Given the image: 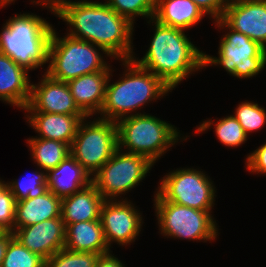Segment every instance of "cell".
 <instances>
[{
    "instance_id": "cell-1",
    "label": "cell",
    "mask_w": 266,
    "mask_h": 267,
    "mask_svg": "<svg viewBox=\"0 0 266 267\" xmlns=\"http://www.w3.org/2000/svg\"><path fill=\"white\" fill-rule=\"evenodd\" d=\"M59 18L73 27L70 37L95 44L107 56L122 61L135 57L131 43L134 25L106 2L76 1Z\"/></svg>"
},
{
    "instance_id": "cell-2",
    "label": "cell",
    "mask_w": 266,
    "mask_h": 267,
    "mask_svg": "<svg viewBox=\"0 0 266 267\" xmlns=\"http://www.w3.org/2000/svg\"><path fill=\"white\" fill-rule=\"evenodd\" d=\"M147 53L132 60L158 76L169 88H175L188 75L204 67V53L189 41L184 30L159 23ZM154 20V21H153Z\"/></svg>"
},
{
    "instance_id": "cell-3",
    "label": "cell",
    "mask_w": 266,
    "mask_h": 267,
    "mask_svg": "<svg viewBox=\"0 0 266 267\" xmlns=\"http://www.w3.org/2000/svg\"><path fill=\"white\" fill-rule=\"evenodd\" d=\"M126 71L124 78L105 88V99L100 110V119L117 122L160 96L168 93L169 88L158 76L137 65L132 59L123 61ZM127 114V115H126Z\"/></svg>"
},
{
    "instance_id": "cell-4",
    "label": "cell",
    "mask_w": 266,
    "mask_h": 267,
    "mask_svg": "<svg viewBox=\"0 0 266 267\" xmlns=\"http://www.w3.org/2000/svg\"><path fill=\"white\" fill-rule=\"evenodd\" d=\"M53 27L33 14L9 19L0 33V53L9 56L28 71L46 64Z\"/></svg>"
},
{
    "instance_id": "cell-5",
    "label": "cell",
    "mask_w": 266,
    "mask_h": 267,
    "mask_svg": "<svg viewBox=\"0 0 266 267\" xmlns=\"http://www.w3.org/2000/svg\"><path fill=\"white\" fill-rule=\"evenodd\" d=\"M116 125L118 149L124 147L127 153L143 155L152 163L179 140L177 128L147 114H131Z\"/></svg>"
},
{
    "instance_id": "cell-6",
    "label": "cell",
    "mask_w": 266,
    "mask_h": 267,
    "mask_svg": "<svg viewBox=\"0 0 266 267\" xmlns=\"http://www.w3.org/2000/svg\"><path fill=\"white\" fill-rule=\"evenodd\" d=\"M96 45L69 35L59 38L55 29L49 45V67L46 74L60 82H68L81 75L112 71L97 51Z\"/></svg>"
},
{
    "instance_id": "cell-7",
    "label": "cell",
    "mask_w": 266,
    "mask_h": 267,
    "mask_svg": "<svg viewBox=\"0 0 266 267\" xmlns=\"http://www.w3.org/2000/svg\"><path fill=\"white\" fill-rule=\"evenodd\" d=\"M220 28H228L219 46V57L204 53L203 64L221 65L230 75L250 78L257 75L266 65V49L243 33L230 28L221 18L215 20Z\"/></svg>"
},
{
    "instance_id": "cell-8",
    "label": "cell",
    "mask_w": 266,
    "mask_h": 267,
    "mask_svg": "<svg viewBox=\"0 0 266 267\" xmlns=\"http://www.w3.org/2000/svg\"><path fill=\"white\" fill-rule=\"evenodd\" d=\"M98 118L86 124L83 119L70 146L71 155L90 176H93L118 149L116 122Z\"/></svg>"
},
{
    "instance_id": "cell-9",
    "label": "cell",
    "mask_w": 266,
    "mask_h": 267,
    "mask_svg": "<svg viewBox=\"0 0 266 267\" xmlns=\"http://www.w3.org/2000/svg\"><path fill=\"white\" fill-rule=\"evenodd\" d=\"M121 151L117 149L92 177V184L104 200H115V197L132 190L154 165L143 155Z\"/></svg>"
},
{
    "instance_id": "cell-10",
    "label": "cell",
    "mask_w": 266,
    "mask_h": 267,
    "mask_svg": "<svg viewBox=\"0 0 266 267\" xmlns=\"http://www.w3.org/2000/svg\"><path fill=\"white\" fill-rule=\"evenodd\" d=\"M154 201H170L201 211H211L215 188L212 181L193 168L169 172L160 182Z\"/></svg>"
},
{
    "instance_id": "cell-11",
    "label": "cell",
    "mask_w": 266,
    "mask_h": 267,
    "mask_svg": "<svg viewBox=\"0 0 266 267\" xmlns=\"http://www.w3.org/2000/svg\"><path fill=\"white\" fill-rule=\"evenodd\" d=\"M159 229L165 236L212 241L218 228L211 211H201L170 201H155Z\"/></svg>"
},
{
    "instance_id": "cell-12",
    "label": "cell",
    "mask_w": 266,
    "mask_h": 267,
    "mask_svg": "<svg viewBox=\"0 0 266 267\" xmlns=\"http://www.w3.org/2000/svg\"><path fill=\"white\" fill-rule=\"evenodd\" d=\"M131 202L125 200H105L100 222L108 247L112 241L119 245H127L135 241L142 226V216Z\"/></svg>"
},
{
    "instance_id": "cell-13",
    "label": "cell",
    "mask_w": 266,
    "mask_h": 267,
    "mask_svg": "<svg viewBox=\"0 0 266 267\" xmlns=\"http://www.w3.org/2000/svg\"><path fill=\"white\" fill-rule=\"evenodd\" d=\"M221 19L266 49V0H229Z\"/></svg>"
},
{
    "instance_id": "cell-14",
    "label": "cell",
    "mask_w": 266,
    "mask_h": 267,
    "mask_svg": "<svg viewBox=\"0 0 266 267\" xmlns=\"http://www.w3.org/2000/svg\"><path fill=\"white\" fill-rule=\"evenodd\" d=\"M26 112L85 115L76 105L67 82H60L44 73L39 85L31 84Z\"/></svg>"
},
{
    "instance_id": "cell-15",
    "label": "cell",
    "mask_w": 266,
    "mask_h": 267,
    "mask_svg": "<svg viewBox=\"0 0 266 267\" xmlns=\"http://www.w3.org/2000/svg\"><path fill=\"white\" fill-rule=\"evenodd\" d=\"M65 231V223L59 217L17 228L14 237L28 250L47 260L64 248Z\"/></svg>"
},
{
    "instance_id": "cell-16",
    "label": "cell",
    "mask_w": 266,
    "mask_h": 267,
    "mask_svg": "<svg viewBox=\"0 0 266 267\" xmlns=\"http://www.w3.org/2000/svg\"><path fill=\"white\" fill-rule=\"evenodd\" d=\"M28 76L27 69L0 53V100L24 109L31 94Z\"/></svg>"
},
{
    "instance_id": "cell-17",
    "label": "cell",
    "mask_w": 266,
    "mask_h": 267,
    "mask_svg": "<svg viewBox=\"0 0 266 267\" xmlns=\"http://www.w3.org/2000/svg\"><path fill=\"white\" fill-rule=\"evenodd\" d=\"M110 73L109 71L89 73L67 82L76 105L87 117L96 111L99 113L102 109Z\"/></svg>"
},
{
    "instance_id": "cell-18",
    "label": "cell",
    "mask_w": 266,
    "mask_h": 267,
    "mask_svg": "<svg viewBox=\"0 0 266 267\" xmlns=\"http://www.w3.org/2000/svg\"><path fill=\"white\" fill-rule=\"evenodd\" d=\"M26 117L31 126L39 133V137L57 140L71 146L80 122L86 115H66L45 112H28Z\"/></svg>"
},
{
    "instance_id": "cell-19",
    "label": "cell",
    "mask_w": 266,
    "mask_h": 267,
    "mask_svg": "<svg viewBox=\"0 0 266 267\" xmlns=\"http://www.w3.org/2000/svg\"><path fill=\"white\" fill-rule=\"evenodd\" d=\"M91 183L90 174L72 155L47 172L48 190L61 199L79 192Z\"/></svg>"
},
{
    "instance_id": "cell-20",
    "label": "cell",
    "mask_w": 266,
    "mask_h": 267,
    "mask_svg": "<svg viewBox=\"0 0 266 267\" xmlns=\"http://www.w3.org/2000/svg\"><path fill=\"white\" fill-rule=\"evenodd\" d=\"M104 201L97 188L91 183L79 192L62 198L61 219L65 226L81 221L100 220Z\"/></svg>"
},
{
    "instance_id": "cell-21",
    "label": "cell",
    "mask_w": 266,
    "mask_h": 267,
    "mask_svg": "<svg viewBox=\"0 0 266 267\" xmlns=\"http://www.w3.org/2000/svg\"><path fill=\"white\" fill-rule=\"evenodd\" d=\"M62 199L47 190L34 198L16 202L14 230L61 217Z\"/></svg>"
},
{
    "instance_id": "cell-22",
    "label": "cell",
    "mask_w": 266,
    "mask_h": 267,
    "mask_svg": "<svg viewBox=\"0 0 266 267\" xmlns=\"http://www.w3.org/2000/svg\"><path fill=\"white\" fill-rule=\"evenodd\" d=\"M70 251L109 253L100 220L81 221L66 225L65 246Z\"/></svg>"
},
{
    "instance_id": "cell-23",
    "label": "cell",
    "mask_w": 266,
    "mask_h": 267,
    "mask_svg": "<svg viewBox=\"0 0 266 267\" xmlns=\"http://www.w3.org/2000/svg\"><path fill=\"white\" fill-rule=\"evenodd\" d=\"M205 13L192 0H155L154 19L178 29H188L202 20Z\"/></svg>"
},
{
    "instance_id": "cell-24",
    "label": "cell",
    "mask_w": 266,
    "mask_h": 267,
    "mask_svg": "<svg viewBox=\"0 0 266 267\" xmlns=\"http://www.w3.org/2000/svg\"><path fill=\"white\" fill-rule=\"evenodd\" d=\"M27 142L35 163L46 173L71 155L70 145L57 140L34 137L28 139Z\"/></svg>"
},
{
    "instance_id": "cell-25",
    "label": "cell",
    "mask_w": 266,
    "mask_h": 267,
    "mask_svg": "<svg viewBox=\"0 0 266 267\" xmlns=\"http://www.w3.org/2000/svg\"><path fill=\"white\" fill-rule=\"evenodd\" d=\"M1 267H45V259L28 250L13 236Z\"/></svg>"
},
{
    "instance_id": "cell-26",
    "label": "cell",
    "mask_w": 266,
    "mask_h": 267,
    "mask_svg": "<svg viewBox=\"0 0 266 267\" xmlns=\"http://www.w3.org/2000/svg\"><path fill=\"white\" fill-rule=\"evenodd\" d=\"M11 193L14 195L16 202L26 199L41 196L48 190L47 173L36 172L30 177L15 180L7 183Z\"/></svg>"
},
{
    "instance_id": "cell-27",
    "label": "cell",
    "mask_w": 266,
    "mask_h": 267,
    "mask_svg": "<svg viewBox=\"0 0 266 267\" xmlns=\"http://www.w3.org/2000/svg\"><path fill=\"white\" fill-rule=\"evenodd\" d=\"M101 254L70 251L66 248L45 260V267H95Z\"/></svg>"
},
{
    "instance_id": "cell-28",
    "label": "cell",
    "mask_w": 266,
    "mask_h": 267,
    "mask_svg": "<svg viewBox=\"0 0 266 267\" xmlns=\"http://www.w3.org/2000/svg\"><path fill=\"white\" fill-rule=\"evenodd\" d=\"M108 6L134 25V17L154 18L155 0H107Z\"/></svg>"
},
{
    "instance_id": "cell-29",
    "label": "cell",
    "mask_w": 266,
    "mask_h": 267,
    "mask_svg": "<svg viewBox=\"0 0 266 267\" xmlns=\"http://www.w3.org/2000/svg\"><path fill=\"white\" fill-rule=\"evenodd\" d=\"M234 114L233 116L238 120L247 135L249 132L257 131L266 123L265 109L256 103L242 102L238 105Z\"/></svg>"
},
{
    "instance_id": "cell-30",
    "label": "cell",
    "mask_w": 266,
    "mask_h": 267,
    "mask_svg": "<svg viewBox=\"0 0 266 267\" xmlns=\"http://www.w3.org/2000/svg\"><path fill=\"white\" fill-rule=\"evenodd\" d=\"M216 136L226 146L237 147L246 142L247 134L232 115L220 119L215 125Z\"/></svg>"
},
{
    "instance_id": "cell-31",
    "label": "cell",
    "mask_w": 266,
    "mask_h": 267,
    "mask_svg": "<svg viewBox=\"0 0 266 267\" xmlns=\"http://www.w3.org/2000/svg\"><path fill=\"white\" fill-rule=\"evenodd\" d=\"M16 200L7 186L0 193V232H14Z\"/></svg>"
},
{
    "instance_id": "cell-32",
    "label": "cell",
    "mask_w": 266,
    "mask_h": 267,
    "mask_svg": "<svg viewBox=\"0 0 266 267\" xmlns=\"http://www.w3.org/2000/svg\"><path fill=\"white\" fill-rule=\"evenodd\" d=\"M201 10L211 15L214 20L220 19L223 16L224 10L229 3V0H192Z\"/></svg>"
},
{
    "instance_id": "cell-33",
    "label": "cell",
    "mask_w": 266,
    "mask_h": 267,
    "mask_svg": "<svg viewBox=\"0 0 266 267\" xmlns=\"http://www.w3.org/2000/svg\"><path fill=\"white\" fill-rule=\"evenodd\" d=\"M246 160L249 171L266 174V143L249 154Z\"/></svg>"
},
{
    "instance_id": "cell-34",
    "label": "cell",
    "mask_w": 266,
    "mask_h": 267,
    "mask_svg": "<svg viewBox=\"0 0 266 267\" xmlns=\"http://www.w3.org/2000/svg\"><path fill=\"white\" fill-rule=\"evenodd\" d=\"M42 6L49 7L57 17H59L71 4L70 0H43Z\"/></svg>"
},
{
    "instance_id": "cell-35",
    "label": "cell",
    "mask_w": 266,
    "mask_h": 267,
    "mask_svg": "<svg viewBox=\"0 0 266 267\" xmlns=\"http://www.w3.org/2000/svg\"><path fill=\"white\" fill-rule=\"evenodd\" d=\"M95 267H124V264L109 252L100 255Z\"/></svg>"
},
{
    "instance_id": "cell-36",
    "label": "cell",
    "mask_w": 266,
    "mask_h": 267,
    "mask_svg": "<svg viewBox=\"0 0 266 267\" xmlns=\"http://www.w3.org/2000/svg\"><path fill=\"white\" fill-rule=\"evenodd\" d=\"M13 236L14 232H0V267L2 265L8 244Z\"/></svg>"
},
{
    "instance_id": "cell-37",
    "label": "cell",
    "mask_w": 266,
    "mask_h": 267,
    "mask_svg": "<svg viewBox=\"0 0 266 267\" xmlns=\"http://www.w3.org/2000/svg\"><path fill=\"white\" fill-rule=\"evenodd\" d=\"M7 183H5L4 181L2 182V180H0V193L7 187Z\"/></svg>"
},
{
    "instance_id": "cell-38",
    "label": "cell",
    "mask_w": 266,
    "mask_h": 267,
    "mask_svg": "<svg viewBox=\"0 0 266 267\" xmlns=\"http://www.w3.org/2000/svg\"><path fill=\"white\" fill-rule=\"evenodd\" d=\"M12 1H14V0H0V7L1 6H6V4H9V3H11Z\"/></svg>"
}]
</instances>
